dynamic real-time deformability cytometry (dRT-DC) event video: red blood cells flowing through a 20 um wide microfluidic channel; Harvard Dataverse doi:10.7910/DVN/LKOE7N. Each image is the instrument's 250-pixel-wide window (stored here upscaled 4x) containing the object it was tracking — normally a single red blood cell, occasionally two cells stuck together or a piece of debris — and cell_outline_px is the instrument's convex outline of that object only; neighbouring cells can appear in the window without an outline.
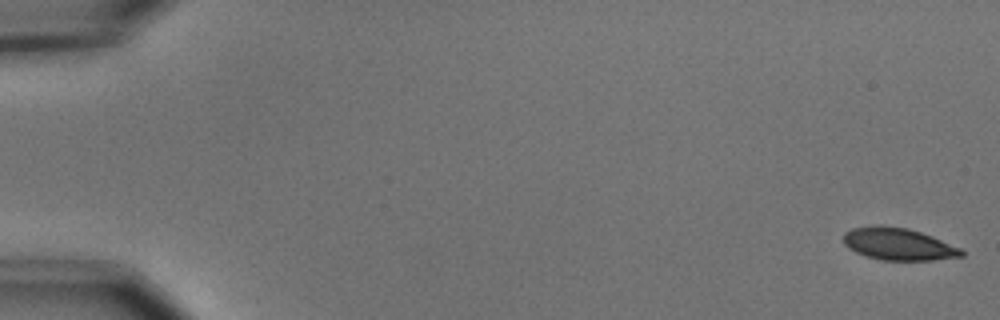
{"species": "common noctule bat (a hibernating species)", "species_latin": "Nyctalus noctula", "temperature_condition": "cold", "stored_images_in_passage": 55, "camera_frame_rate_fps": 3000, "um_per_image_px": 0.085, "animal": {"sex": "male", "body_mass_g": 15.6}, "frame": {"image": 1, "passage_image": 1, "time_ms": 0.0, "image_size_px": [1000, 320], "cell_outline_px": [[964, 256], [932, 260], [880, 260], [864, 256], [848, 248], [844, 244], [844, 232], [852, 228], [872, 224], [880, 224], [908, 228], [932, 236], [960, 248], [964, 252]], "centroid_in_image_um": [76.32, 20.73], "position_along_channel_um": 8.7, "area_um2": 22.37}}
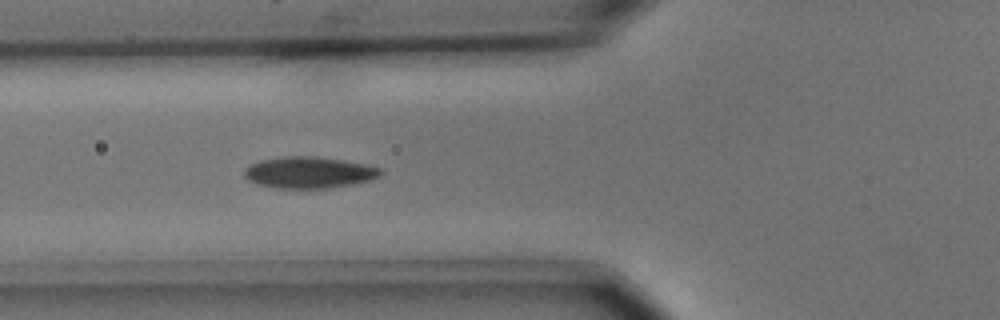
{"frame": {"image": 2, "passage_image": 21, "time_ms": 6.667, "image_size_px": [1000, 320], "cell_outline_px": [[384, 172], [380, 176], [368, 180], [352, 184], [328, 188], [280, 188], [256, 184], [248, 180], [244, 176], [244, 168], [260, 160], [284, 156], [316, 156], [364, 164], [384, 168]], "centroid_in_image_um": [26.27, 14.66], "position_along_channel_um": 99.5, "area_um2": 24.97}}
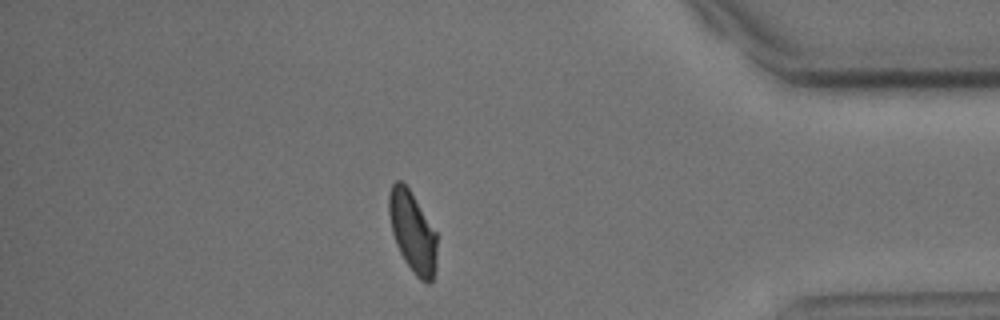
{"frame": {"image": 3, "passage_image": 48, "time_ms": 15.667, "image_size_px": [1000, 320], "cell_outline_px": [[436, 268], [432, 280], [428, 284], [420, 280], [412, 272], [404, 260], [396, 244], [392, 232], [388, 212], [388, 196], [392, 184], [396, 180], [400, 180], [408, 188], [436, 232]], "centroid_in_image_um": [35.05, 19.74], "position_along_channel_um": 400.1, "area_um2": 22.48}, "authors_computed_cell_mechanics": {"area_um2": 23.7558, "velocity_mm_per_s": 3.6674, "shape_relaxation_time_tau1_ms": 2.7215, "shape_relaxation_time_tau2_ms": 1.0064, "deformation_change_tau1": 0.1098, "deformation_change_tau2": 0.0447}}